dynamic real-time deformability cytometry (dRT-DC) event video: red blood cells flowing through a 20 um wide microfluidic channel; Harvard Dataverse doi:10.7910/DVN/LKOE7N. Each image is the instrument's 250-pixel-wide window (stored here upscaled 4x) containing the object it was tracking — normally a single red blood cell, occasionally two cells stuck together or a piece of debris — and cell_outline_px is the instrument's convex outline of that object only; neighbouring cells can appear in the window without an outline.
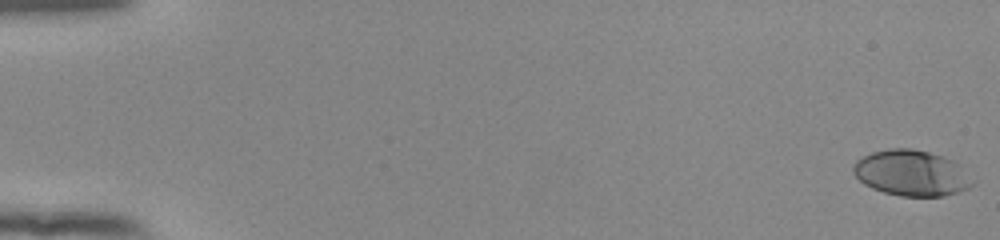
{"species": "human", "species_latin": "Homo sapiens", "temperature_condition": "room temperature", "stored_images_in_passage": 54, "camera_frame_rate_fps": 3000, "um_per_image_px": 0.085, "donor": {"sex": "female"}, "frame": {"image": 1, "passage_image": 1, "time_ms": 0.0, "image_size_px": [1000, 240], "cell_outline_px": [[972, 184], [968, 188], [944, 196], [900, 196], [884, 192], [872, 188], [864, 184], [852, 172], [852, 168], [856, 160], [872, 152], [888, 148], [912, 148], [928, 152], [952, 160], [956, 164]], "centroid_in_image_um": [77.37, 14.7], "position_along_channel_um": 7.6, "area_um2": 31.1}}
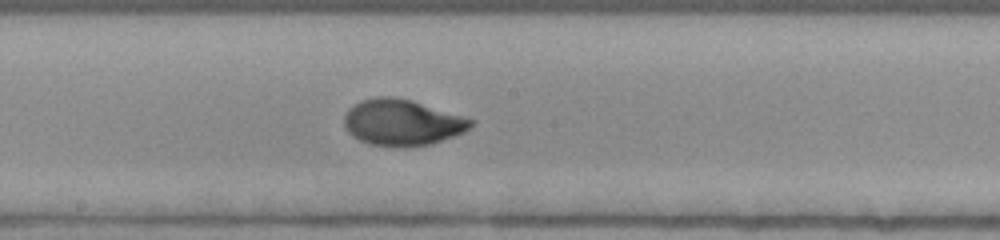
{"frame": {"image": 2, "passage_image": 31, "time_ms": 10.0, "image_size_px": [1000, 240], "cell_outline_px": [[476, 120], [464, 132], [432, 144], [404, 148], [396, 148], [368, 144], [352, 136], [344, 128], [344, 116], [348, 108], [360, 100], [376, 96], [392, 96], [412, 100]], "centroid_in_image_um": [34.15, 10.42], "position_along_channel_um": 214.1, "area_um2": 34.56}}
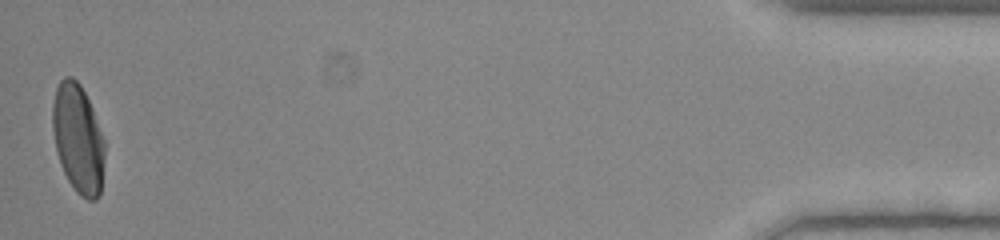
{"frame": {"image": 3, "passage_image": 54, "time_ms": 17.667, "image_size_px": [1000, 240], "cell_outline_px": [[104, 156], [100, 196], [96, 200], [88, 200], [80, 196], [76, 192], [68, 180], [60, 164], [56, 152], [52, 128], [52, 104], [56, 88], [60, 80], [64, 76], [72, 76], [80, 84], [92, 108], [104, 140]], "centroid_in_image_um": [6.61, 11.79], "position_along_channel_um": 428.6, "area_um2": 33.18}, "authors_computed_cell_mechanics": {"area_um2": 32.5414, "velocity_mm_per_s": 3.903, "shape_relaxation_time_tau1_ms": 3.9652, "shape_relaxation_time_tau2_ms": null, "deformation_change_tau1": 0.1946, "deformation_change_tau2": null}}